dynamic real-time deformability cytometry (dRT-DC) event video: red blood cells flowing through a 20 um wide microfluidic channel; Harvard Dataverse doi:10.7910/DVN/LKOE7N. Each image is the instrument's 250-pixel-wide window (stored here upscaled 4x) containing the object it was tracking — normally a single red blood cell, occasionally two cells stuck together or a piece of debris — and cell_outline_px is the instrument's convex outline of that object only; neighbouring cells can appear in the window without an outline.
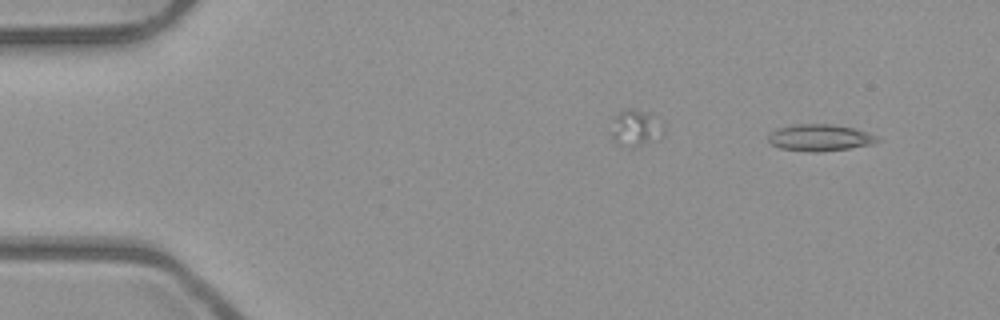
{"species": "common noctule bat (a hibernating species)", "species_latin": "Nyctalus noctula", "temperature_condition": "room temperature", "stored_images_in_passage": 3, "camera_frame_rate_fps": 3000, "um_per_image_px": 0.085, "animal": {"sex": "male", "body_mass_g": 23.1, "forearm_length_mm": 52.7}, "frame": {"image": 1, "passage_image": 1, "time_ms": 0.0, "image_size_px": [1000, 320], "cell_outline_px": [[880, 140], [872, 144], [848, 148], [816, 152], [808, 152], [780, 148], [772, 144], [768, 140], [768, 136], [776, 128], [796, 124], [828, 124], [852, 128], [876, 136]], "centroid_in_image_um": [69.63, 11.7], "position_along_channel_um": 15.4, "area_um2": 16.65}}